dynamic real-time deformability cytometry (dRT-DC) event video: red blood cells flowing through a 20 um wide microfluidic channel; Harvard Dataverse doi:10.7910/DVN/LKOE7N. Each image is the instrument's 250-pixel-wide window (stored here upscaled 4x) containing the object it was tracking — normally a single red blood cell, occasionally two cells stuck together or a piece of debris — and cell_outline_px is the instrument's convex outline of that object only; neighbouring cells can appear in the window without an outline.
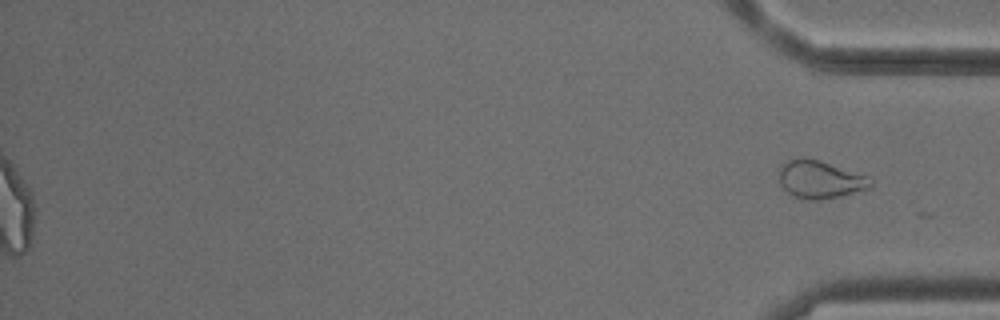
{"species": "common noctule bat (a hibernating species)", "species_latin": "Nyctalus noctula", "temperature_condition": "cold", "stored_images_in_passage": 53, "segment_of_instrument_passage": [2, 2], "camera_frame_rate_fps": 3000, "um_per_image_px": 0.085, "animal": {"sex": "male", "body_mass_g": 18.8}, "frame": {"image": 1, "passage_image": 53, "time_ms": 17.333, "image_size_px": [1000, 320], "cell_outline_px": [[872, 188], [844, 196], [820, 200], [808, 200], [796, 196], [788, 192], [780, 184], [780, 168], [788, 160], [800, 156], [820, 160], [864, 176], [872, 180]], "centroid_in_image_um": [69.71, 15.27], "position_along_channel_um": 365.5, "area_um2": 20.06}}